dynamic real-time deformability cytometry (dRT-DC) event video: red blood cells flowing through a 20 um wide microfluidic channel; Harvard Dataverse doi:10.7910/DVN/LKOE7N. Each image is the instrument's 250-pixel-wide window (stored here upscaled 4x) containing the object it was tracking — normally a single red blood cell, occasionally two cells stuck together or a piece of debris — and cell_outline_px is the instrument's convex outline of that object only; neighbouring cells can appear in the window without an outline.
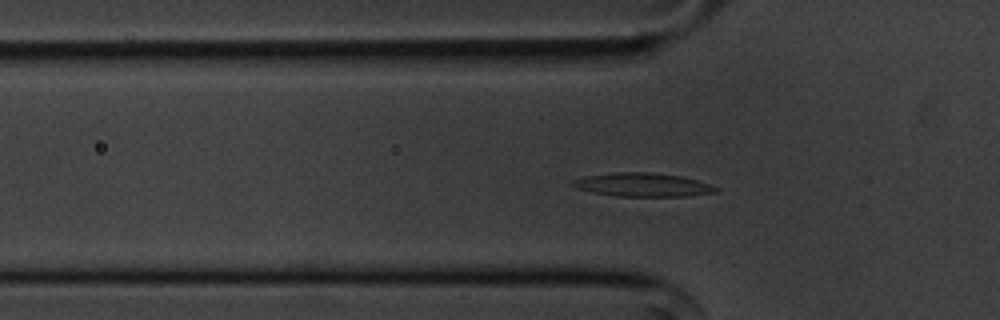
{"species": "common noctule bat (a hibernating species)", "species_latin": "Nyctalus noctula", "temperature_condition": "cold", "stored_images_in_passage": 56, "segment_of_instrument_passage": [1, 2], "camera_frame_rate_fps": 3000, "um_per_image_px": 0.085, "animal": {"sex": "male", "body_mass_g": 20.1, "forearm_length_mm": 53.5}, "frame": {"image": 1, "passage_image": 17, "time_ms": 5.333, "image_size_px": [1000, 320], "cell_outline_px": [[720, 188], [716, 192], [688, 196], [616, 196], [592, 192], [576, 188], [572, 184], [572, 180], [584, 176], [616, 172], [648, 172], [680, 176], [696, 180]], "centroid_in_image_um": [54.61, 15.71], "position_along_channel_um": 71.2, "area_um2": 19.54}}
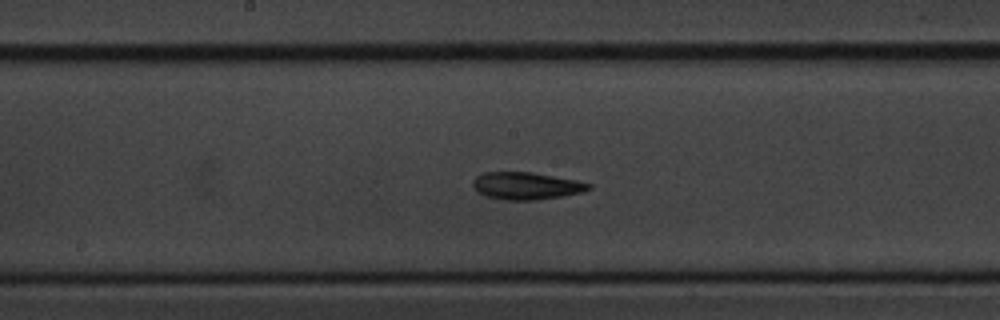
{"frame": {"image": 2, "passage_image": 28, "time_ms": 9.0, "image_size_px": [1000, 320], "cell_outline_px": [[592, 188], [584, 192], [564, 196], [536, 200], [504, 200], [484, 196], [476, 192], [472, 188], [472, 180], [476, 176], [484, 172], [532, 172], [576, 180], [592, 184]], "centroid_in_image_um": [44.7, 15.8], "position_along_channel_um": 203.5, "area_um2": 18.79}}
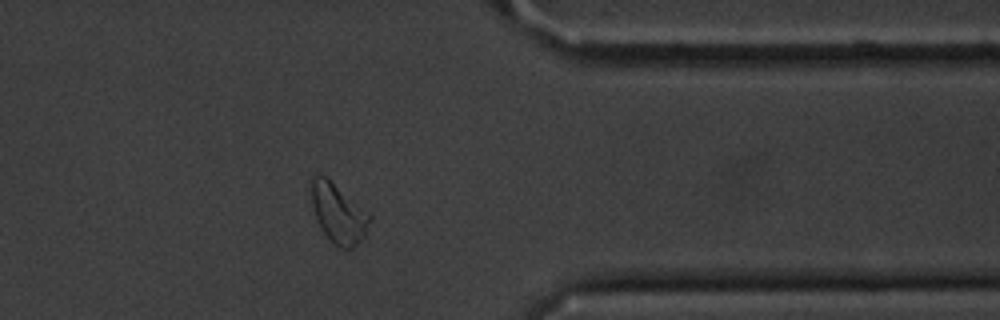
{"frame": {"image": 3, "passage_image": 44, "time_ms": 14.333, "image_size_px": [1000, 320], "cell_outline_px": [[372, 220], [364, 240], [352, 248], [340, 248], [320, 228], [316, 220], [312, 204], [308, 184], [312, 176], [324, 176], [372, 212]], "centroid_in_image_um": [28.8, 18.12], "position_along_channel_um": 382.6, "area_um2": 20.81}}